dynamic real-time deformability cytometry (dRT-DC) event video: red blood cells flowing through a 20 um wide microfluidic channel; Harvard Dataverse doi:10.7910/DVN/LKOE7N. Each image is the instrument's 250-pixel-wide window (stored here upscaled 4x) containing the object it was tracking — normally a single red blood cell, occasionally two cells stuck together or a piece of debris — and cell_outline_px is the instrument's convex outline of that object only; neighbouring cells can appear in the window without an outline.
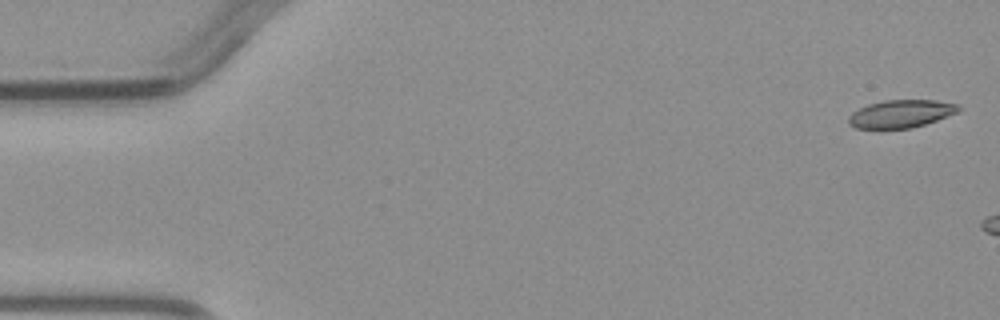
{"species": "common noctule bat (a hibernating species)", "species_latin": "Nyctalus noctula", "temperature_condition": "warm", "stored_images_in_passage": 2, "camera_frame_rate_fps": 3000, "um_per_image_px": 0.085, "animal": {"sex": "male", "body_mass_g": 23.1, "forearm_length_mm": 52.7}, "frame": {"image": 1, "passage_image": 1, "time_ms": 0.0, "image_size_px": [1000, 320], "cell_outline_px": [[960, 112], [912, 128], [856, 128], [848, 124], [848, 116], [852, 112], [868, 104], [884, 100], [936, 100], [960, 104]], "centroid_in_image_um": [76.6, 9.66], "position_along_channel_um": 8.4, "area_um2": 17.86}}